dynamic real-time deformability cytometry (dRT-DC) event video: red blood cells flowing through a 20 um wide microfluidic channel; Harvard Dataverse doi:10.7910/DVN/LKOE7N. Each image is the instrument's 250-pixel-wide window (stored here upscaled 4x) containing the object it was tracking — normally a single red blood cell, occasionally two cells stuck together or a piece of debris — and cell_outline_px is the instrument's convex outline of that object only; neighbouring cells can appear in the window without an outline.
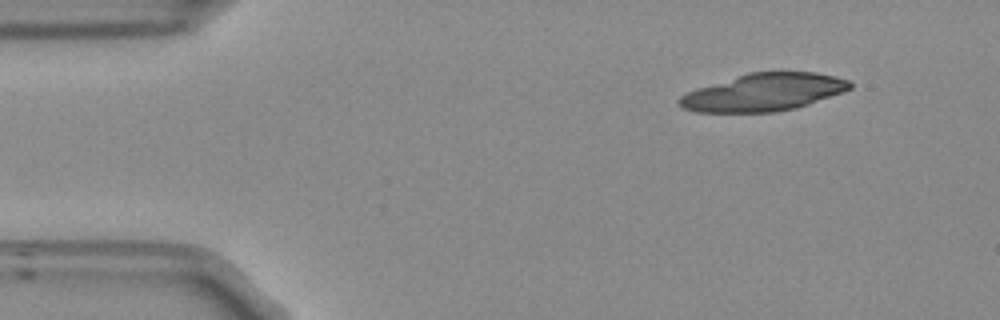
{"species": "Egyptian fruit bat (a non-hibernating species)", "species_latin": "Rousettus aegyptiacus", "temperature_condition": "room temperature", "stored_images_in_passage": 19, "camera_frame_rate_fps": 3000, "um_per_image_px": 0.085, "frame": {"image": 1, "passage_image": 1, "time_ms": 0.0, "image_size_px": [1000, 320], "cell_outline_px": [[852, 88], [844, 92], [796, 108], [776, 112], [696, 112], [680, 108], [676, 100], [680, 96], [696, 88], [748, 72], [816, 72], [836, 76], [848, 80], [852, 84]], "centroid_in_image_um": [64.89, 7.85], "position_along_channel_um": 20.1, "area_um2": 37.51}}